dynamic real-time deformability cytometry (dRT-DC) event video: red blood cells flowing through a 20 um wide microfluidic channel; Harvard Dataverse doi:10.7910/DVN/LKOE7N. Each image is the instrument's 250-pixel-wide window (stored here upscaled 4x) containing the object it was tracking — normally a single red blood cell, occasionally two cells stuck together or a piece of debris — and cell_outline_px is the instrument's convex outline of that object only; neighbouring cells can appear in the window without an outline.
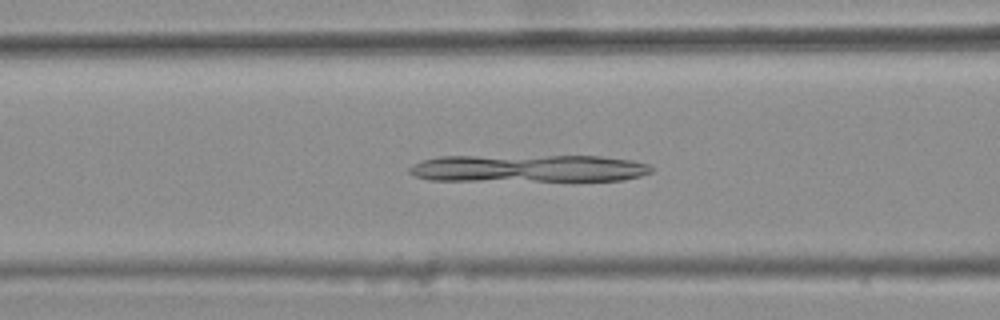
{"species": "common noctule bat (a hibernating species)", "species_latin": "Nyctalus noctula", "temperature_condition": "warm", "stored_images_in_passage": 46, "camera_frame_rate_fps": 3000, "um_per_image_px": 0.085, "animal": {"sex": "female", "body_mass_g": 25.1}, "frame": {"image": 1, "passage_image": 21, "time_ms": 6.667, "image_size_px": [1000, 320], "cell_outline_px": [[656, 168], [652, 172], [640, 176], [624, 180], [428, 180], [412, 176], [408, 172], [408, 168], [412, 164], [424, 160], [440, 156], [600, 156], [632, 160], [648, 164]], "centroid_in_image_um": [44.92, 14.3], "position_along_channel_um": 121.7, "area_um2": 38.78}}
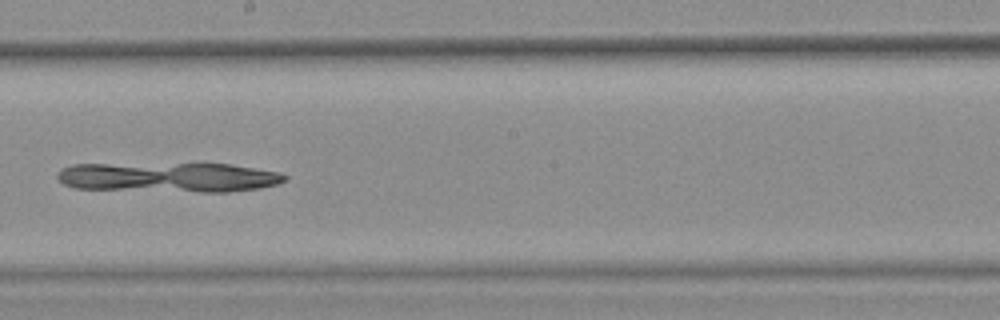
{"frame": {"image": 2, "passage_image": 30, "time_ms": 9.667, "image_size_px": [1000, 320], "cell_outline_px": [[288, 176], [284, 180], [276, 184], [260, 188], [228, 192], [200, 192], [76, 188], [64, 184], [56, 176], [60, 168], [72, 164], [232, 164], [280, 172]], "centroid_in_image_um": [14.34, 15.07], "position_along_channel_um": 233.9, "area_um2": 39.42}}
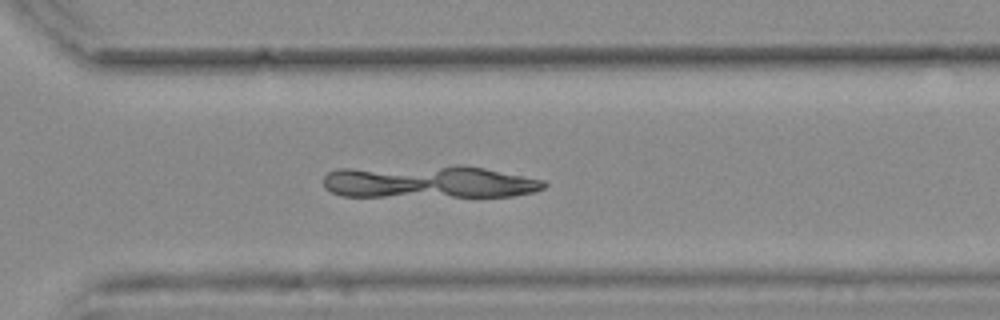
{"frame": {"image": 3, "passage_image": 38, "time_ms": 12.333, "image_size_px": [1000, 320], "cell_outline_px": [[548, 184], [544, 188], [532, 192], [512, 196], [340, 196], [324, 188], [324, 176], [328, 172], [336, 168], [456, 164], [464, 164], [544, 180]], "centroid_in_image_um": [36.42, 15.43], "position_along_channel_um": 334.2, "area_um2": 42.71}}